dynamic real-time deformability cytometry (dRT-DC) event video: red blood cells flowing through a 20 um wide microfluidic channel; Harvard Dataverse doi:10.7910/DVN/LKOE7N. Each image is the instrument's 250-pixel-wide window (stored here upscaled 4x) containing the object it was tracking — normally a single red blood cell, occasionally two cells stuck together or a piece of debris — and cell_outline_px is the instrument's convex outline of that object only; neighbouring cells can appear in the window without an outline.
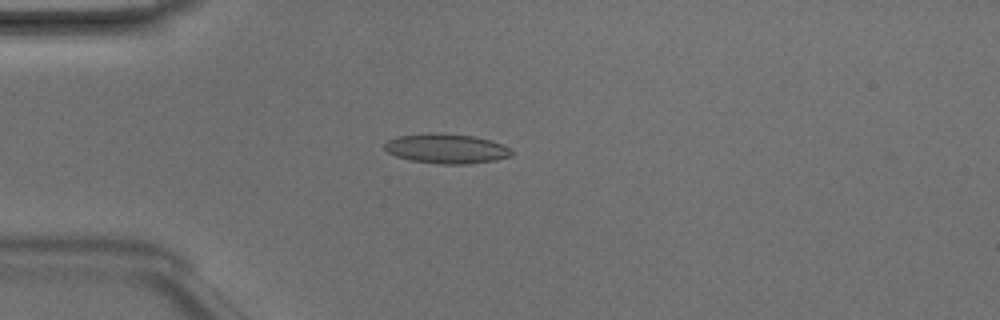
{"species": "Egyptian fruit bat (a non-hibernating species)", "species_latin": "Rousettus aegyptiacus", "temperature_condition": "room temperature", "stored_images_in_passage": 30, "camera_frame_rate_fps": 3000, "um_per_image_px": 0.085, "animal": {"sex": "male"}, "frame": {"image": 1, "passage_image": 4, "time_ms": 1.0, "image_size_px": [1000, 320], "cell_outline_px": [[516, 152], [512, 156], [496, 160], [464, 164], [440, 164], [412, 160], [396, 156], [388, 152], [384, 148], [384, 144], [388, 140], [396, 136], [428, 132], [440, 132], [472, 136], [492, 140]], "centroid_in_image_um": [37.94, 12.62], "position_along_channel_um": 47.1, "area_um2": 22.14}}
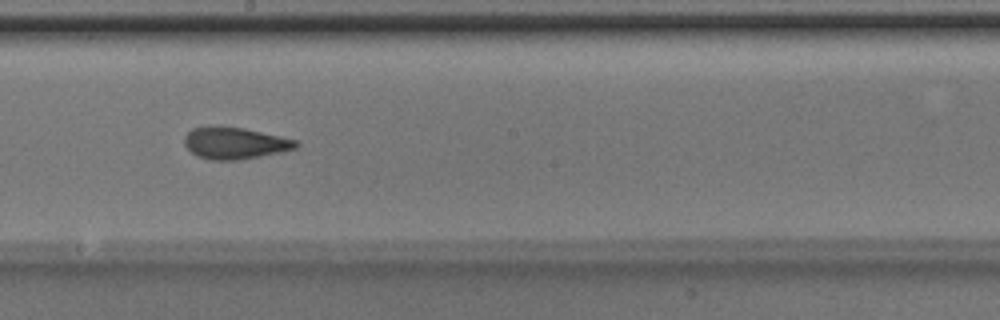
{"frame": {"image": 2, "passage_image": 18, "time_ms": 5.667, "image_size_px": [1000, 320], "cell_outline_px": [[300, 144], [296, 148], [280, 152], [240, 160], [208, 160], [196, 156], [184, 144], [184, 136], [192, 128], [208, 124], [216, 124], [244, 128], [280, 136], [296, 140]], "centroid_in_image_um": [19.9, 12.14], "position_along_channel_um": 228.3, "area_um2": 21.1}}
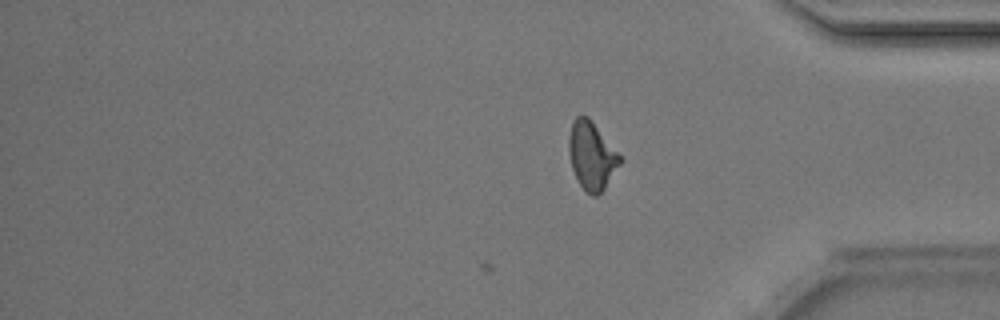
{"frame": {"image": 3, "passage_image": 30, "time_ms": 9.667, "image_size_px": [1000, 320], "cell_outline_px": [[624, 160], [604, 188], [596, 196], [592, 196], [576, 180], [572, 168], [568, 152], [568, 140], [572, 124], [576, 116], [588, 116]], "centroid_in_image_um": [50.29, 13.24], "position_along_channel_um": 384.9, "area_um2": 20.06}, "authors_computed_cell_mechanics": {"area_um2": 20.4034, "velocity_mm_per_s": 4.2317, "shape_relaxation_time_tau1_ms": 3.4819, "shape_relaxation_time_tau2_ms": 1.3949, "deformation_change_tau1": 0.1598, "deformation_change_tau2": 0.0913}}